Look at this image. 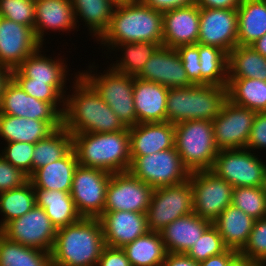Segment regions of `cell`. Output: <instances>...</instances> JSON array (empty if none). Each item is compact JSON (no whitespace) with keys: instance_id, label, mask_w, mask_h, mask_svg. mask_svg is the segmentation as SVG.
I'll return each instance as SVG.
<instances>
[{"instance_id":"6da1fadb","label":"cell","mask_w":266,"mask_h":266,"mask_svg":"<svg viewBox=\"0 0 266 266\" xmlns=\"http://www.w3.org/2000/svg\"><path fill=\"white\" fill-rule=\"evenodd\" d=\"M75 78L74 93L65 97L62 125L71 134L124 131L126 127L94 88L80 74Z\"/></svg>"},{"instance_id":"7a4b0ae2","label":"cell","mask_w":266,"mask_h":266,"mask_svg":"<svg viewBox=\"0 0 266 266\" xmlns=\"http://www.w3.org/2000/svg\"><path fill=\"white\" fill-rule=\"evenodd\" d=\"M105 246L100 220L82 217L57 229L52 266H97Z\"/></svg>"},{"instance_id":"3957f363","label":"cell","mask_w":266,"mask_h":266,"mask_svg":"<svg viewBox=\"0 0 266 266\" xmlns=\"http://www.w3.org/2000/svg\"><path fill=\"white\" fill-rule=\"evenodd\" d=\"M163 12L157 11L141 0L117 5L107 30L97 40L112 49L116 44L154 42L162 44Z\"/></svg>"},{"instance_id":"277c9868","label":"cell","mask_w":266,"mask_h":266,"mask_svg":"<svg viewBox=\"0 0 266 266\" xmlns=\"http://www.w3.org/2000/svg\"><path fill=\"white\" fill-rule=\"evenodd\" d=\"M78 165L109 173L129 171L131 165L129 128L112 133L72 134Z\"/></svg>"},{"instance_id":"5b68a950","label":"cell","mask_w":266,"mask_h":266,"mask_svg":"<svg viewBox=\"0 0 266 266\" xmlns=\"http://www.w3.org/2000/svg\"><path fill=\"white\" fill-rule=\"evenodd\" d=\"M227 86L195 85L168 89L167 121L178 124L187 120H213L227 100Z\"/></svg>"},{"instance_id":"8992f818","label":"cell","mask_w":266,"mask_h":266,"mask_svg":"<svg viewBox=\"0 0 266 266\" xmlns=\"http://www.w3.org/2000/svg\"><path fill=\"white\" fill-rule=\"evenodd\" d=\"M174 146L189 172L211 170L219 151L213 122L195 119L175 124Z\"/></svg>"},{"instance_id":"52a82bcc","label":"cell","mask_w":266,"mask_h":266,"mask_svg":"<svg viewBox=\"0 0 266 266\" xmlns=\"http://www.w3.org/2000/svg\"><path fill=\"white\" fill-rule=\"evenodd\" d=\"M90 71V72H89ZM84 70L79 74L94 88L98 95L118 116L126 128L137 124L133 99L134 76L114 70L111 66L101 75Z\"/></svg>"},{"instance_id":"ba28073f","label":"cell","mask_w":266,"mask_h":266,"mask_svg":"<svg viewBox=\"0 0 266 266\" xmlns=\"http://www.w3.org/2000/svg\"><path fill=\"white\" fill-rule=\"evenodd\" d=\"M129 172L153 189L180 184L190 175L175 146L150 155L131 156Z\"/></svg>"},{"instance_id":"9c48e42d","label":"cell","mask_w":266,"mask_h":266,"mask_svg":"<svg viewBox=\"0 0 266 266\" xmlns=\"http://www.w3.org/2000/svg\"><path fill=\"white\" fill-rule=\"evenodd\" d=\"M255 154L247 148L219 150L211 171L234 188L261 187L266 162Z\"/></svg>"},{"instance_id":"30bf717a","label":"cell","mask_w":266,"mask_h":266,"mask_svg":"<svg viewBox=\"0 0 266 266\" xmlns=\"http://www.w3.org/2000/svg\"><path fill=\"white\" fill-rule=\"evenodd\" d=\"M193 213L213 223L232 204L234 187L211 170L190 172Z\"/></svg>"},{"instance_id":"8fae6325","label":"cell","mask_w":266,"mask_h":266,"mask_svg":"<svg viewBox=\"0 0 266 266\" xmlns=\"http://www.w3.org/2000/svg\"><path fill=\"white\" fill-rule=\"evenodd\" d=\"M193 212V189L189 179L176 185L153 190L146 211L150 231L160 232L179 217Z\"/></svg>"},{"instance_id":"7c38bea8","label":"cell","mask_w":266,"mask_h":266,"mask_svg":"<svg viewBox=\"0 0 266 266\" xmlns=\"http://www.w3.org/2000/svg\"><path fill=\"white\" fill-rule=\"evenodd\" d=\"M111 174L96 168L76 167L70 194L82 217L99 218L103 214Z\"/></svg>"},{"instance_id":"4fadbf2b","label":"cell","mask_w":266,"mask_h":266,"mask_svg":"<svg viewBox=\"0 0 266 266\" xmlns=\"http://www.w3.org/2000/svg\"><path fill=\"white\" fill-rule=\"evenodd\" d=\"M0 232L9 240L23 246L51 252L57 228L47 216L45 209L35 205L23 216L8 222Z\"/></svg>"},{"instance_id":"5bb4252c","label":"cell","mask_w":266,"mask_h":266,"mask_svg":"<svg viewBox=\"0 0 266 266\" xmlns=\"http://www.w3.org/2000/svg\"><path fill=\"white\" fill-rule=\"evenodd\" d=\"M256 114L227 99L220 114L212 120L218 150L246 148Z\"/></svg>"},{"instance_id":"9a60e30c","label":"cell","mask_w":266,"mask_h":266,"mask_svg":"<svg viewBox=\"0 0 266 266\" xmlns=\"http://www.w3.org/2000/svg\"><path fill=\"white\" fill-rule=\"evenodd\" d=\"M153 190L129 171L112 173L103 212L132 211L146 214Z\"/></svg>"},{"instance_id":"2e32d148","label":"cell","mask_w":266,"mask_h":266,"mask_svg":"<svg viewBox=\"0 0 266 266\" xmlns=\"http://www.w3.org/2000/svg\"><path fill=\"white\" fill-rule=\"evenodd\" d=\"M64 110L28 95L13 78L7 83L0 100L1 114L47 121L54 129L62 126Z\"/></svg>"},{"instance_id":"e0dca14e","label":"cell","mask_w":266,"mask_h":266,"mask_svg":"<svg viewBox=\"0 0 266 266\" xmlns=\"http://www.w3.org/2000/svg\"><path fill=\"white\" fill-rule=\"evenodd\" d=\"M237 9L200 8L197 43L214 46L229 53L238 45Z\"/></svg>"},{"instance_id":"ac0fdd59","label":"cell","mask_w":266,"mask_h":266,"mask_svg":"<svg viewBox=\"0 0 266 266\" xmlns=\"http://www.w3.org/2000/svg\"><path fill=\"white\" fill-rule=\"evenodd\" d=\"M40 46L34 29L0 16V65L15 69Z\"/></svg>"},{"instance_id":"d6986e66","label":"cell","mask_w":266,"mask_h":266,"mask_svg":"<svg viewBox=\"0 0 266 266\" xmlns=\"http://www.w3.org/2000/svg\"><path fill=\"white\" fill-rule=\"evenodd\" d=\"M170 88H186L193 84L189 81L176 49L160 46L144 64L136 76Z\"/></svg>"},{"instance_id":"ffe728a7","label":"cell","mask_w":266,"mask_h":266,"mask_svg":"<svg viewBox=\"0 0 266 266\" xmlns=\"http://www.w3.org/2000/svg\"><path fill=\"white\" fill-rule=\"evenodd\" d=\"M200 7L196 4L163 12L162 45L177 49L197 44L199 37Z\"/></svg>"},{"instance_id":"44dd1931","label":"cell","mask_w":266,"mask_h":266,"mask_svg":"<svg viewBox=\"0 0 266 266\" xmlns=\"http://www.w3.org/2000/svg\"><path fill=\"white\" fill-rule=\"evenodd\" d=\"M102 225L105 245L123 248L148 233L147 217L132 211L103 212L98 218Z\"/></svg>"},{"instance_id":"7402d4cb","label":"cell","mask_w":266,"mask_h":266,"mask_svg":"<svg viewBox=\"0 0 266 266\" xmlns=\"http://www.w3.org/2000/svg\"><path fill=\"white\" fill-rule=\"evenodd\" d=\"M43 46H40L30 56L22 61L15 69H12V77H27L33 82H46L52 85L64 98L66 97V76L68 71L64 59H52L42 55ZM63 62H62V61Z\"/></svg>"},{"instance_id":"603a6c76","label":"cell","mask_w":266,"mask_h":266,"mask_svg":"<svg viewBox=\"0 0 266 266\" xmlns=\"http://www.w3.org/2000/svg\"><path fill=\"white\" fill-rule=\"evenodd\" d=\"M130 156H144L174 147L175 125L165 122L138 123L129 128Z\"/></svg>"},{"instance_id":"cb8c5ba5","label":"cell","mask_w":266,"mask_h":266,"mask_svg":"<svg viewBox=\"0 0 266 266\" xmlns=\"http://www.w3.org/2000/svg\"><path fill=\"white\" fill-rule=\"evenodd\" d=\"M167 96L166 86L135 77L133 99L137 124L167 121Z\"/></svg>"},{"instance_id":"d4e9b609","label":"cell","mask_w":266,"mask_h":266,"mask_svg":"<svg viewBox=\"0 0 266 266\" xmlns=\"http://www.w3.org/2000/svg\"><path fill=\"white\" fill-rule=\"evenodd\" d=\"M77 23L71 0H35L34 33L43 45L45 31H72ZM46 29V30H45Z\"/></svg>"},{"instance_id":"484cf974","label":"cell","mask_w":266,"mask_h":266,"mask_svg":"<svg viewBox=\"0 0 266 266\" xmlns=\"http://www.w3.org/2000/svg\"><path fill=\"white\" fill-rule=\"evenodd\" d=\"M212 223L195 213L179 217L160 231L168 253H187Z\"/></svg>"},{"instance_id":"4316f807","label":"cell","mask_w":266,"mask_h":266,"mask_svg":"<svg viewBox=\"0 0 266 266\" xmlns=\"http://www.w3.org/2000/svg\"><path fill=\"white\" fill-rule=\"evenodd\" d=\"M78 160L73 148L61 159L36 169L29 181L33 188L71 192L73 174Z\"/></svg>"},{"instance_id":"83f0119b","label":"cell","mask_w":266,"mask_h":266,"mask_svg":"<svg viewBox=\"0 0 266 266\" xmlns=\"http://www.w3.org/2000/svg\"><path fill=\"white\" fill-rule=\"evenodd\" d=\"M255 219L232 204L212 223L228 249L240 252L248 241Z\"/></svg>"},{"instance_id":"f1b7e54d","label":"cell","mask_w":266,"mask_h":266,"mask_svg":"<svg viewBox=\"0 0 266 266\" xmlns=\"http://www.w3.org/2000/svg\"><path fill=\"white\" fill-rule=\"evenodd\" d=\"M36 205L45 209L47 216L58 229L79 221L71 194L64 191L34 188Z\"/></svg>"},{"instance_id":"f546056e","label":"cell","mask_w":266,"mask_h":266,"mask_svg":"<svg viewBox=\"0 0 266 266\" xmlns=\"http://www.w3.org/2000/svg\"><path fill=\"white\" fill-rule=\"evenodd\" d=\"M55 129L47 122L0 113V137L8 142L35 144Z\"/></svg>"},{"instance_id":"4dcf8cb0","label":"cell","mask_w":266,"mask_h":266,"mask_svg":"<svg viewBox=\"0 0 266 266\" xmlns=\"http://www.w3.org/2000/svg\"><path fill=\"white\" fill-rule=\"evenodd\" d=\"M237 15L238 45L250 46L266 34V0H242Z\"/></svg>"},{"instance_id":"1f68e13d","label":"cell","mask_w":266,"mask_h":266,"mask_svg":"<svg viewBox=\"0 0 266 266\" xmlns=\"http://www.w3.org/2000/svg\"><path fill=\"white\" fill-rule=\"evenodd\" d=\"M131 266H162L167 250L160 232L149 231L122 248Z\"/></svg>"},{"instance_id":"d6a6232c","label":"cell","mask_w":266,"mask_h":266,"mask_svg":"<svg viewBox=\"0 0 266 266\" xmlns=\"http://www.w3.org/2000/svg\"><path fill=\"white\" fill-rule=\"evenodd\" d=\"M227 98L256 113L266 112V81L252 78H228Z\"/></svg>"},{"instance_id":"836d02e7","label":"cell","mask_w":266,"mask_h":266,"mask_svg":"<svg viewBox=\"0 0 266 266\" xmlns=\"http://www.w3.org/2000/svg\"><path fill=\"white\" fill-rule=\"evenodd\" d=\"M228 78L266 81V58L251 46L237 45L228 53Z\"/></svg>"},{"instance_id":"e575fe53","label":"cell","mask_w":266,"mask_h":266,"mask_svg":"<svg viewBox=\"0 0 266 266\" xmlns=\"http://www.w3.org/2000/svg\"><path fill=\"white\" fill-rule=\"evenodd\" d=\"M71 2L76 22L78 18L83 20L89 28L90 35L93 33L98 40L107 30L116 5L110 0H71Z\"/></svg>"},{"instance_id":"d590c367","label":"cell","mask_w":266,"mask_h":266,"mask_svg":"<svg viewBox=\"0 0 266 266\" xmlns=\"http://www.w3.org/2000/svg\"><path fill=\"white\" fill-rule=\"evenodd\" d=\"M0 266H52L51 252L23 246L0 232Z\"/></svg>"},{"instance_id":"8d00e7d4","label":"cell","mask_w":266,"mask_h":266,"mask_svg":"<svg viewBox=\"0 0 266 266\" xmlns=\"http://www.w3.org/2000/svg\"><path fill=\"white\" fill-rule=\"evenodd\" d=\"M72 149V134L62 125L34 144L32 173L63 158Z\"/></svg>"},{"instance_id":"74e56055","label":"cell","mask_w":266,"mask_h":266,"mask_svg":"<svg viewBox=\"0 0 266 266\" xmlns=\"http://www.w3.org/2000/svg\"><path fill=\"white\" fill-rule=\"evenodd\" d=\"M201 85L227 86L228 54L222 49L199 44Z\"/></svg>"},{"instance_id":"f35d334b","label":"cell","mask_w":266,"mask_h":266,"mask_svg":"<svg viewBox=\"0 0 266 266\" xmlns=\"http://www.w3.org/2000/svg\"><path fill=\"white\" fill-rule=\"evenodd\" d=\"M162 44L154 42H133L116 44L110 51L121 49L122 57L112 66L116 71L136 77L143 69L144 64ZM118 62V63H117Z\"/></svg>"},{"instance_id":"ab89813d","label":"cell","mask_w":266,"mask_h":266,"mask_svg":"<svg viewBox=\"0 0 266 266\" xmlns=\"http://www.w3.org/2000/svg\"><path fill=\"white\" fill-rule=\"evenodd\" d=\"M36 205L35 191L30 181L19 188L0 193V213L4 216L0 230L11 220L21 217Z\"/></svg>"},{"instance_id":"60d3db41","label":"cell","mask_w":266,"mask_h":266,"mask_svg":"<svg viewBox=\"0 0 266 266\" xmlns=\"http://www.w3.org/2000/svg\"><path fill=\"white\" fill-rule=\"evenodd\" d=\"M232 205L255 220L266 217V192L261 187H235Z\"/></svg>"},{"instance_id":"b9f144b4","label":"cell","mask_w":266,"mask_h":266,"mask_svg":"<svg viewBox=\"0 0 266 266\" xmlns=\"http://www.w3.org/2000/svg\"><path fill=\"white\" fill-rule=\"evenodd\" d=\"M227 249L217 228L211 224L186 254L194 261L201 262Z\"/></svg>"},{"instance_id":"7bdbcfd3","label":"cell","mask_w":266,"mask_h":266,"mask_svg":"<svg viewBox=\"0 0 266 266\" xmlns=\"http://www.w3.org/2000/svg\"><path fill=\"white\" fill-rule=\"evenodd\" d=\"M0 16L34 29L35 0H0Z\"/></svg>"},{"instance_id":"ee69618b","label":"cell","mask_w":266,"mask_h":266,"mask_svg":"<svg viewBox=\"0 0 266 266\" xmlns=\"http://www.w3.org/2000/svg\"><path fill=\"white\" fill-rule=\"evenodd\" d=\"M239 254L266 266V217L255 220L248 241Z\"/></svg>"},{"instance_id":"f6af8a7d","label":"cell","mask_w":266,"mask_h":266,"mask_svg":"<svg viewBox=\"0 0 266 266\" xmlns=\"http://www.w3.org/2000/svg\"><path fill=\"white\" fill-rule=\"evenodd\" d=\"M7 146V147H6ZM0 155L12 164L21 169L25 174H32V156L34 144L26 142H8Z\"/></svg>"},{"instance_id":"bcb514c9","label":"cell","mask_w":266,"mask_h":266,"mask_svg":"<svg viewBox=\"0 0 266 266\" xmlns=\"http://www.w3.org/2000/svg\"><path fill=\"white\" fill-rule=\"evenodd\" d=\"M12 78L28 95L45 102H50L56 109L59 106L65 108V98L52 85L46 82H33V79L27 77Z\"/></svg>"},{"instance_id":"7dc6e473","label":"cell","mask_w":266,"mask_h":266,"mask_svg":"<svg viewBox=\"0 0 266 266\" xmlns=\"http://www.w3.org/2000/svg\"><path fill=\"white\" fill-rule=\"evenodd\" d=\"M183 68L192 84L201 85V66L199 61V43L178 47Z\"/></svg>"},{"instance_id":"c3c4849f","label":"cell","mask_w":266,"mask_h":266,"mask_svg":"<svg viewBox=\"0 0 266 266\" xmlns=\"http://www.w3.org/2000/svg\"><path fill=\"white\" fill-rule=\"evenodd\" d=\"M29 181V176L0 155V193L16 189Z\"/></svg>"},{"instance_id":"681fc988","label":"cell","mask_w":266,"mask_h":266,"mask_svg":"<svg viewBox=\"0 0 266 266\" xmlns=\"http://www.w3.org/2000/svg\"><path fill=\"white\" fill-rule=\"evenodd\" d=\"M246 148L252 152L255 149L266 150V112L256 114Z\"/></svg>"},{"instance_id":"f907efd6","label":"cell","mask_w":266,"mask_h":266,"mask_svg":"<svg viewBox=\"0 0 266 266\" xmlns=\"http://www.w3.org/2000/svg\"><path fill=\"white\" fill-rule=\"evenodd\" d=\"M97 266H131L122 248L105 246Z\"/></svg>"},{"instance_id":"816d5d0a","label":"cell","mask_w":266,"mask_h":266,"mask_svg":"<svg viewBox=\"0 0 266 266\" xmlns=\"http://www.w3.org/2000/svg\"><path fill=\"white\" fill-rule=\"evenodd\" d=\"M149 7L165 12L178 7H185L195 4V0H141Z\"/></svg>"},{"instance_id":"f5cc1de1","label":"cell","mask_w":266,"mask_h":266,"mask_svg":"<svg viewBox=\"0 0 266 266\" xmlns=\"http://www.w3.org/2000/svg\"><path fill=\"white\" fill-rule=\"evenodd\" d=\"M239 254V252L227 249L225 252L211 256L206 260L199 262V266H228L229 263Z\"/></svg>"},{"instance_id":"db71d44e","label":"cell","mask_w":266,"mask_h":266,"mask_svg":"<svg viewBox=\"0 0 266 266\" xmlns=\"http://www.w3.org/2000/svg\"><path fill=\"white\" fill-rule=\"evenodd\" d=\"M162 266H199V262L194 261L186 253H167Z\"/></svg>"},{"instance_id":"11a10c76","label":"cell","mask_w":266,"mask_h":266,"mask_svg":"<svg viewBox=\"0 0 266 266\" xmlns=\"http://www.w3.org/2000/svg\"><path fill=\"white\" fill-rule=\"evenodd\" d=\"M242 0H195L200 8L237 9Z\"/></svg>"},{"instance_id":"9f6ffc18","label":"cell","mask_w":266,"mask_h":266,"mask_svg":"<svg viewBox=\"0 0 266 266\" xmlns=\"http://www.w3.org/2000/svg\"><path fill=\"white\" fill-rule=\"evenodd\" d=\"M11 78L12 70L7 66L0 65V100L7 83L10 81Z\"/></svg>"},{"instance_id":"6f0895ef","label":"cell","mask_w":266,"mask_h":266,"mask_svg":"<svg viewBox=\"0 0 266 266\" xmlns=\"http://www.w3.org/2000/svg\"><path fill=\"white\" fill-rule=\"evenodd\" d=\"M228 266H262L260 263L250 260L238 254Z\"/></svg>"},{"instance_id":"680465c9","label":"cell","mask_w":266,"mask_h":266,"mask_svg":"<svg viewBox=\"0 0 266 266\" xmlns=\"http://www.w3.org/2000/svg\"><path fill=\"white\" fill-rule=\"evenodd\" d=\"M255 51L266 58V34L250 45Z\"/></svg>"},{"instance_id":"91938a15","label":"cell","mask_w":266,"mask_h":266,"mask_svg":"<svg viewBox=\"0 0 266 266\" xmlns=\"http://www.w3.org/2000/svg\"><path fill=\"white\" fill-rule=\"evenodd\" d=\"M110 1L117 6V5L131 4L134 2H138L140 0H110Z\"/></svg>"},{"instance_id":"94428289","label":"cell","mask_w":266,"mask_h":266,"mask_svg":"<svg viewBox=\"0 0 266 266\" xmlns=\"http://www.w3.org/2000/svg\"><path fill=\"white\" fill-rule=\"evenodd\" d=\"M262 188L266 192V170H265V177H264V180H263Z\"/></svg>"}]
</instances>
